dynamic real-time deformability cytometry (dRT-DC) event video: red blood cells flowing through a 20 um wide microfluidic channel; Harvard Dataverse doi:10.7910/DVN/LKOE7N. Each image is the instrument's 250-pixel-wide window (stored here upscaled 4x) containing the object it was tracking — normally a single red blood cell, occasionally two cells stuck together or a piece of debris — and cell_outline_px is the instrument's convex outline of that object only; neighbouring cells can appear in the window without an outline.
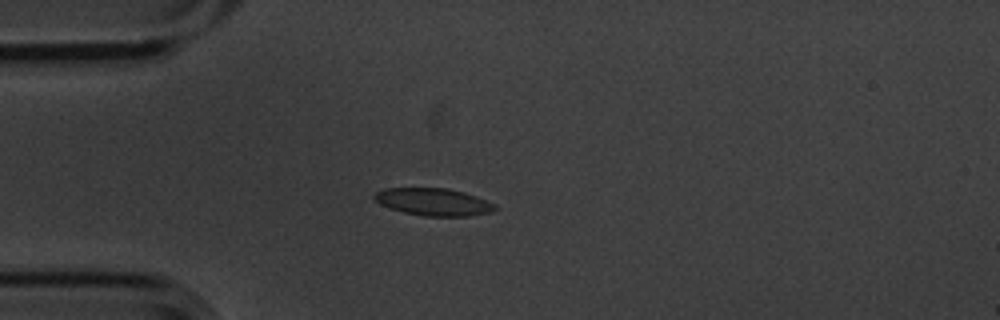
{"species": "common noctule bat (a hibernating species)", "species_latin": "Nyctalus noctula", "temperature_condition": "cold", "stored_images_in_passage": 3, "camera_frame_rate_fps": 3000, "um_per_image_px": 0.085, "animal": {"sex": "male", "body_mass_g": 20.1, "forearm_length_mm": 53.5}, "frame": {"image": 1, "passage_image": 3, "time_ms": 0.667, "image_size_px": [1000, 320], "cell_outline_px": [[496, 208], [492, 212], [468, 216], [424, 216], [404, 212], [388, 208], [380, 204], [372, 196], [376, 192], [384, 188], [448, 188], [464, 192], [476, 196], [496, 204]], "centroid_in_image_um": [36.84, 17.16], "position_along_channel_um": 48.2, "area_um2": 19.31}}